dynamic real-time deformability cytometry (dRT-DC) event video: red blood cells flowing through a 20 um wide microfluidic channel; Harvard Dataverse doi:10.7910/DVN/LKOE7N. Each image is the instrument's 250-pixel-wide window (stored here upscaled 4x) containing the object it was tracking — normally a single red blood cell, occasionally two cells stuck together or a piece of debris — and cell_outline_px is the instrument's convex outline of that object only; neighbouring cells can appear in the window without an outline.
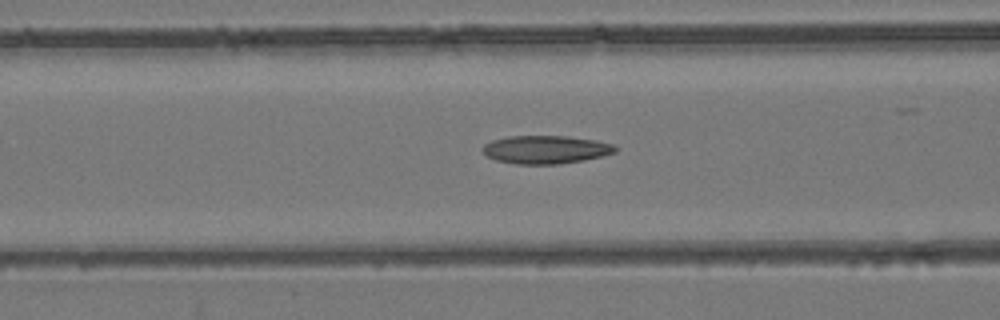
{"species": "common noctule bat (a hibernating species)", "species_latin": "Nyctalus noctula", "temperature_condition": "room temperature", "stored_images_in_passage": 50, "camera_frame_rate_fps": 3000, "um_per_image_px": 0.085, "animal": {"sex": "female", "body_mass_g": 24.6, "forearm_length_mm": 56.2}, "frame": {"image": 1, "passage_image": 18, "time_ms": 5.667, "image_size_px": [1000, 320], "cell_outline_px": [[616, 152], [604, 156], [584, 160], [560, 164], [516, 164], [496, 160], [488, 156], [484, 152], [484, 144], [492, 140], [508, 136], [568, 136], [596, 140], [612, 144], [616, 148]], "centroid_in_image_um": [46.42, 12.71], "position_along_channel_um": 120.2, "area_um2": 21.73}}
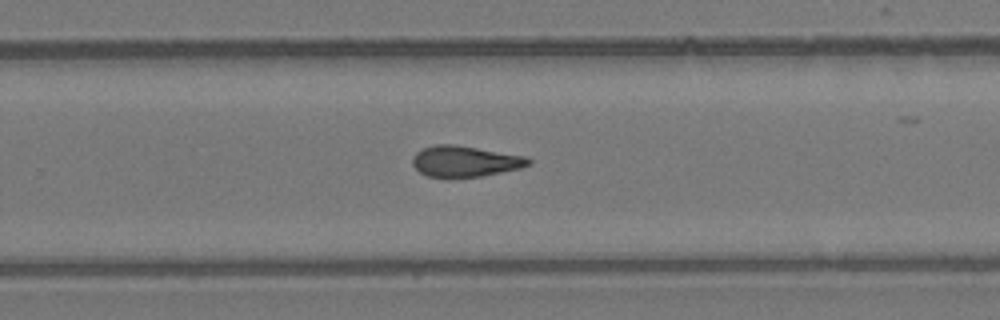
{"frame": {"image": 2, "passage_image": 31, "time_ms": 10.0, "image_size_px": [1000, 320], "cell_outline_px": [[532, 164], [520, 168], [480, 176], [448, 180], [428, 176], [420, 172], [412, 164], [412, 156], [416, 152], [424, 148], [436, 144], [456, 144], [524, 156], [532, 160]], "centroid_in_image_um": [39.48, 13.73], "position_along_channel_um": 290.3, "area_um2": 21.33}}
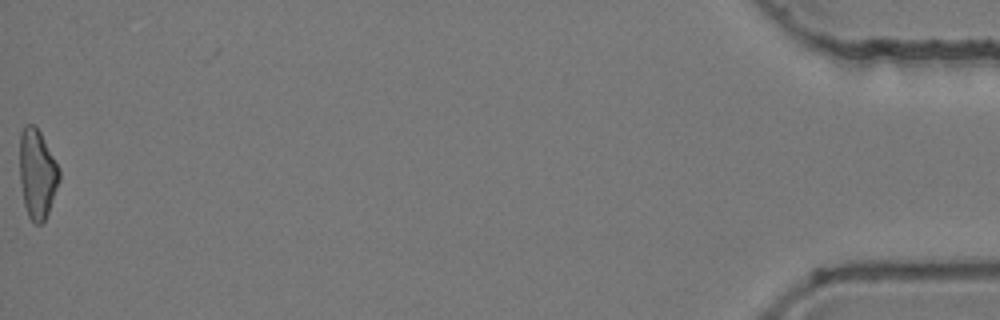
{"frame": {"image": 3, "passage_image": 50, "time_ms": 16.333, "image_size_px": [1000, 320], "cell_outline_px": [[60, 180], [48, 212], [44, 220], [40, 224], [32, 224], [28, 216], [24, 204], [20, 180], [20, 132], [24, 124], [32, 124], [40, 132], [60, 168]], "centroid_in_image_um": [3.16, 14.78], "position_along_channel_um": 432.0, "area_um2": 20.63}, "authors_computed_cell_mechanics": {"area_um2": 20.9525, "velocity_mm_per_s": 3.9249, "shape_relaxation_time_tau1_ms": null, "shape_relaxation_time_tau2_ms": 4.8527, "deformation_change_tau1": null, "deformation_change_tau2": 0.1427}}